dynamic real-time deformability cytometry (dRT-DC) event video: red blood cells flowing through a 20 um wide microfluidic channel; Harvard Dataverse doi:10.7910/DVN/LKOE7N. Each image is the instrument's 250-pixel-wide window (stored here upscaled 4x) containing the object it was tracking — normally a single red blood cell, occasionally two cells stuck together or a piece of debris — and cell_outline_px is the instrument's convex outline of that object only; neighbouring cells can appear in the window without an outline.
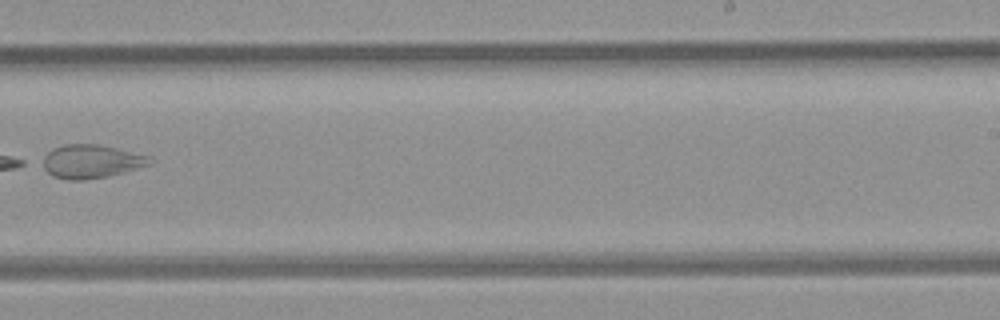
{"species": "common noctule bat (a hibernating species)", "species_latin": "Nyctalus noctula", "temperature_condition": "room temperature", "stored_images_in_passage": 9, "camera_frame_rate_fps": 3000, "um_per_image_px": 0.085, "animal": {"sex": "female", "body_mass_g": 21.9}, "frame": {"image": 1, "passage_image": 8, "time_ms": 8.333, "image_size_px": [1000, 320], "cell_outline_px": [[152, 164], [108, 176], [84, 180], [68, 180], [52, 176], [36, 164], [36, 160], [52, 148], [64, 144], [100, 144], [148, 156]], "centroid_in_image_um": [7.59, 13.72], "position_along_channel_um": 281.4, "area_um2": 21.39}}
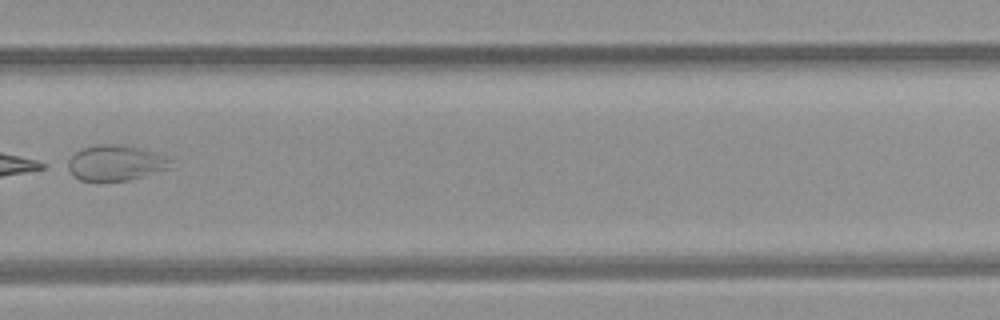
{"frame": {"image": 2, "passage_image": 9, "time_ms": 9.333, "image_size_px": [1000, 320], "cell_outline_px": [[172, 160], [168, 168], [128, 180], [80, 180], [72, 176], [60, 164], [80, 148], [100, 144], [120, 144], [168, 156]], "centroid_in_image_um": [9.67, 13.83], "position_along_channel_um": 320.1, "area_um2": 21.44}}